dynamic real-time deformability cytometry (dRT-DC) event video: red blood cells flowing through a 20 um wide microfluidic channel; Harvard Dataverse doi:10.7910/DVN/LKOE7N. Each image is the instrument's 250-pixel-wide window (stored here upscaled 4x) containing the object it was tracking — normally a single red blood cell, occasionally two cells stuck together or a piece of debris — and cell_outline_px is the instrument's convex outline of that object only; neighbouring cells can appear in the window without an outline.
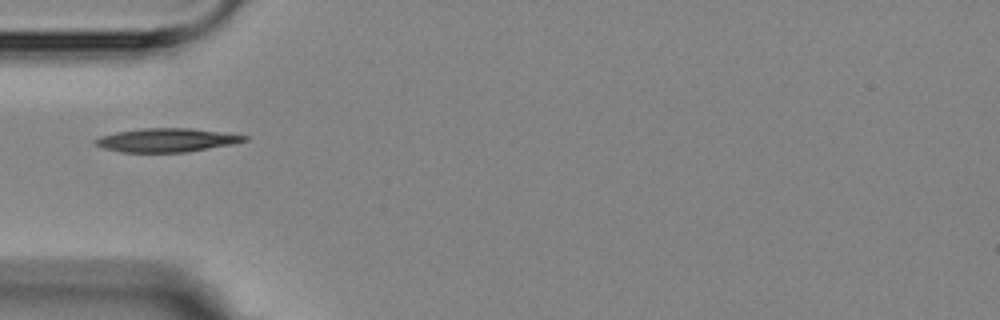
{"species": "Egyptian fruit bat (a non-hibernating species)", "species_latin": "Rousettus aegyptiacus", "temperature_condition": "room temperature", "stored_images_in_passage": 5, "camera_frame_rate_fps": 3000, "um_per_image_px": 0.085, "animal": {"sex": "female"}, "frame": {"image": 1, "passage_image": 1, "time_ms": 0.0, "image_size_px": [1000, 320], "cell_outline_px": [[248, 140], [236, 144], [184, 152], [120, 152], [104, 148], [92, 144], [92, 140], [100, 136], [116, 132], [144, 128], [188, 128], [248, 136]], "centroid_in_image_um": [14.12, 11.91], "position_along_channel_um": 70.9, "area_um2": 20.52}}
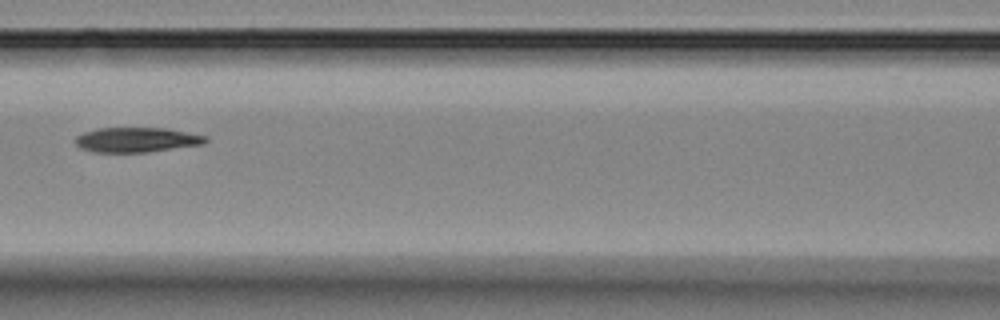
{"frame": {"image": 2, "passage_image": 3, "time_ms": 2.333, "image_size_px": [1000, 320], "cell_outline_px": [[208, 140], [204, 144], [148, 152], [92, 152], [80, 148], [76, 144], [76, 136], [84, 132], [96, 128], [168, 128], [208, 136]], "centroid_in_image_um": [11.63, 11.88], "position_along_channel_um": 155.0, "area_um2": 18.96}}
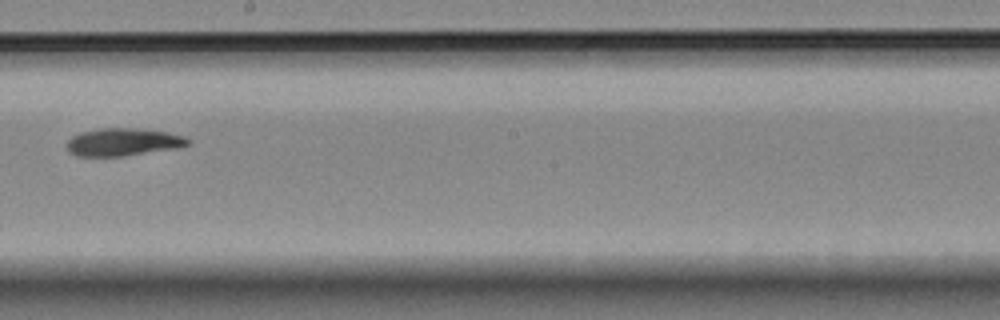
{"frame": {"image": 3, "passage_image": 5, "time_ms": 4.667, "image_size_px": [1000, 320], "cell_outline_px": [[192, 144], [180, 148], [124, 156], [76, 156], [68, 152], [64, 144], [72, 136], [80, 132], [100, 128], [132, 128], [168, 132], [184, 136], [192, 140]], "centroid_in_image_um": [10.48, 12.08], "position_along_channel_um": 237.7, "area_um2": 19.94}}